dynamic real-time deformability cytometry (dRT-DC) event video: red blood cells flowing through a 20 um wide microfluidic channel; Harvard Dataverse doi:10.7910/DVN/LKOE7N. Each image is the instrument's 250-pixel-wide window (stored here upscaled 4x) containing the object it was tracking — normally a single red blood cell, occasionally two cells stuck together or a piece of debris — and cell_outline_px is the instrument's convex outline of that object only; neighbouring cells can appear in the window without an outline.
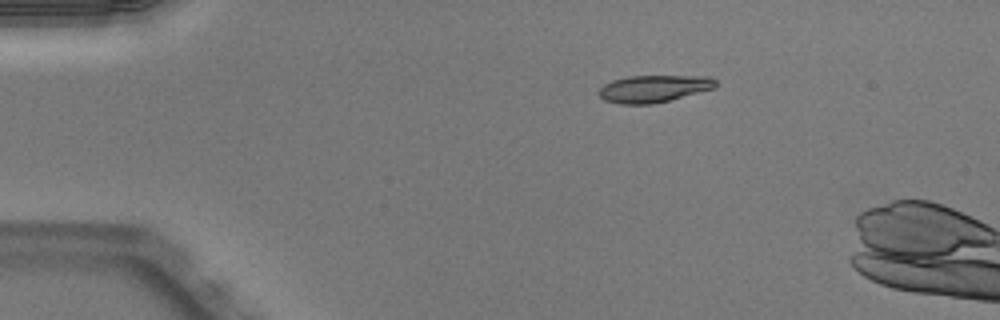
{"species": "Egyptian fruit bat (a non-hibernating species)", "species_latin": "Rousettus aegyptiacus", "temperature_condition": "warm", "stored_images_in_passage": 41, "camera_frame_rate_fps": 3000, "um_per_image_px": 0.085, "animal": {"sex": "male"}, "frame": {"image": 1, "passage_image": 1, "time_ms": 0.0, "image_size_px": [1000, 320], "cell_outline_px": [[716, 88], [652, 104], [620, 104], [604, 100], [596, 92], [604, 84], [612, 80], [628, 76], [708, 76], [716, 80]], "centroid_in_image_um": [55.54, 7.53], "position_along_channel_um": 29.5, "area_um2": 18.5}}
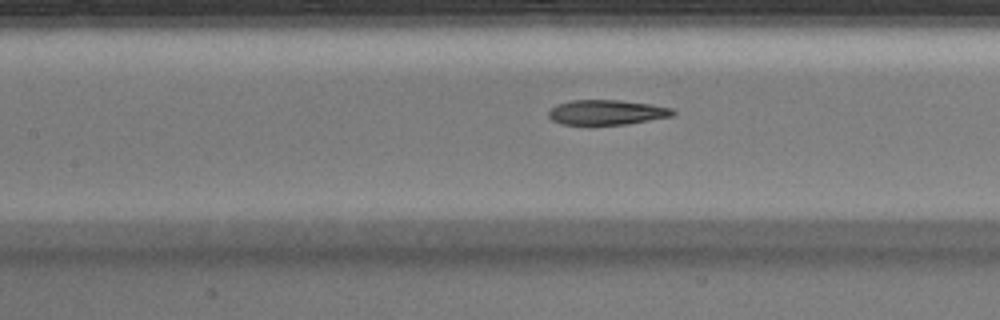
{"frame": {"image": 2, "passage_image": 15, "time_ms": 4.667, "image_size_px": [1000, 320], "cell_outline_px": [[676, 112], [672, 116], [628, 124], [564, 124], [552, 120], [548, 116], [548, 112], [556, 104], [572, 100], [620, 100], [648, 104], [672, 108]], "centroid_in_image_um": [51.57, 9.54], "position_along_channel_um": 155.8, "area_um2": 17.86}}
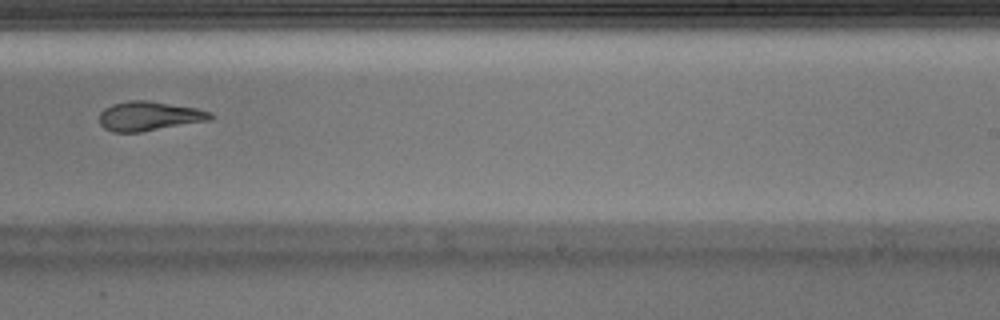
{"frame": {"image": 3, "passage_image": 24, "time_ms": 7.667, "image_size_px": [1000, 320], "cell_outline_px": [[216, 116], [212, 120], [140, 132], [112, 132], [104, 128], [100, 124], [100, 112], [104, 108], [112, 104], [128, 100], [148, 100], [196, 108], [212, 112]], "centroid_in_image_um": [12.7, 9.86], "position_along_channel_um": 276.3, "area_um2": 19.19}, "authors_computed_cell_mechanics": {"area_um2": 19.074, "velocity_mm_per_s": 4.025, "shape_relaxation_time_tau1_ms": 5.9496, "shape_relaxation_time_tau2_ms": 3.1181, "deformation_change_tau1": 0.2169, "deformation_change_tau2": 0.118}}